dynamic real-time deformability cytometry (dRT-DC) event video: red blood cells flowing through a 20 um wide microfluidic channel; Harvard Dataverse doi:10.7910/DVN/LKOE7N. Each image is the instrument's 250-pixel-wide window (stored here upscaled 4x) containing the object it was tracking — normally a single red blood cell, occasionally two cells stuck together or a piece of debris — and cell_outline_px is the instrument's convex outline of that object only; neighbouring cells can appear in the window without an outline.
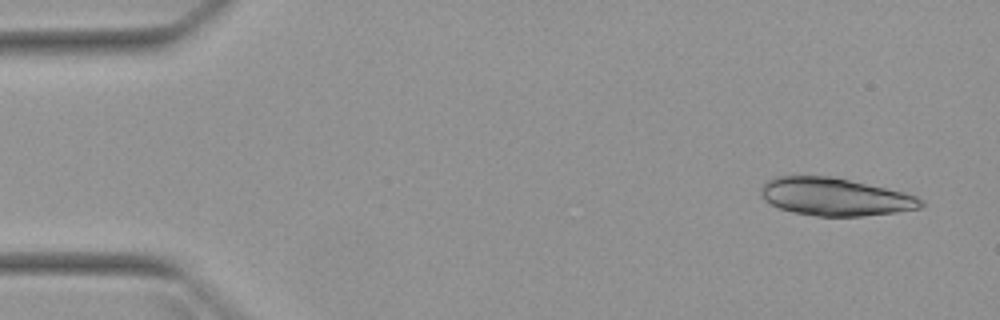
{"species": "Egyptian fruit bat (a non-hibernating species)", "species_latin": "Rousettus aegyptiacus", "temperature_condition": "warm", "stored_images_in_passage": 4, "camera_frame_rate_fps": 3000, "um_per_image_px": 0.085, "animal": {"sex": "female"}, "frame": {"image": 1, "passage_image": 1, "time_ms": 0.0, "image_size_px": [1000, 320], "cell_outline_px": [[924, 204], [920, 208], [896, 212], [864, 216], [816, 216], [792, 212], [780, 208], [764, 200], [760, 196], [760, 188], [772, 176], [832, 176], [904, 192], [916, 196], [924, 200]], "centroid_in_image_um": [70.96, 16.73], "position_along_channel_um": 14.0, "area_um2": 35.32}}